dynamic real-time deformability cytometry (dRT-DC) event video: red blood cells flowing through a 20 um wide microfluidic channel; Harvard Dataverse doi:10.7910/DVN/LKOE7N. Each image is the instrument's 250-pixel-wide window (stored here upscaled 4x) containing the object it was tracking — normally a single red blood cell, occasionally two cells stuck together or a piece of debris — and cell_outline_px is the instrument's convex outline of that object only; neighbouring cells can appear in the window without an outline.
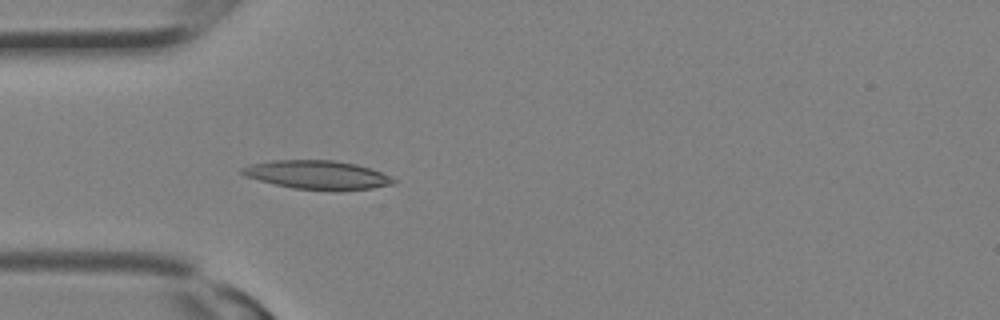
{"species": "Egyptian fruit bat (a non-hibernating species)", "species_latin": "Rousettus aegyptiacus", "temperature_condition": "room temperature", "stored_images_in_passage": 7, "camera_frame_rate_fps": 3000, "um_per_image_px": 0.085, "animal": {"sex": "female"}, "frame": {"image": 1, "passage_image": 7, "time_ms": 2.0, "image_size_px": [1000, 320], "cell_outline_px": [[396, 184], [372, 188], [292, 188], [244, 176], [240, 172], [240, 168], [248, 164], [272, 160], [332, 160], [356, 164], [380, 172], [396, 180]], "centroid_in_image_um": [26.9, 14.82], "position_along_channel_um": 58.1, "area_um2": 24.45}}